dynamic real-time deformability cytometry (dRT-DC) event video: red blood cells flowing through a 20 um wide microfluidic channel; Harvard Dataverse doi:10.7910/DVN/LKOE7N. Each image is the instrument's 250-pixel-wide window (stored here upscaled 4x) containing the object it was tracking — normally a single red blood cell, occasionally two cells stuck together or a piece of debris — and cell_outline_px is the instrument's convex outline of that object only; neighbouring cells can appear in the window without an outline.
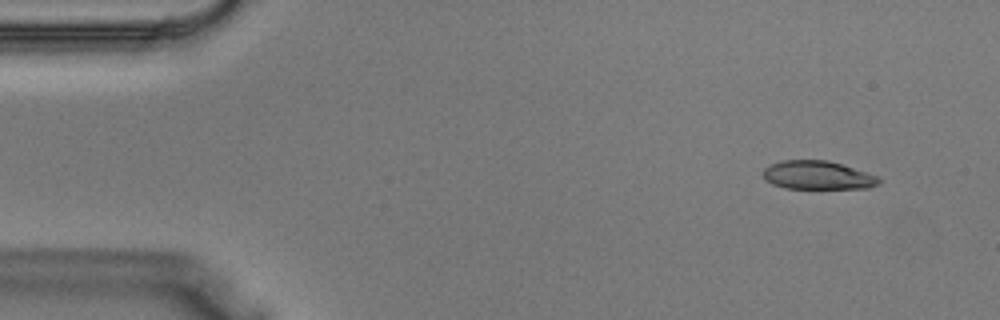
{"species": "Egyptian fruit bat (a non-hibernating species)", "species_latin": "Rousettus aegyptiacus", "temperature_condition": "warm", "stored_images_in_passage": 38, "camera_frame_rate_fps": 3000, "um_per_image_px": 0.085, "animal": {"sex": "male"}, "frame": {"image": 1, "passage_image": 3, "time_ms": 0.667, "image_size_px": [1000, 320], "cell_outline_px": [[880, 184], [868, 188], [784, 188], [772, 184], [764, 176], [764, 168], [768, 164], [780, 160], [828, 160], [880, 176]], "centroid_in_image_um": [69.52, 14.88], "position_along_channel_um": 15.5, "area_um2": 19.31}}
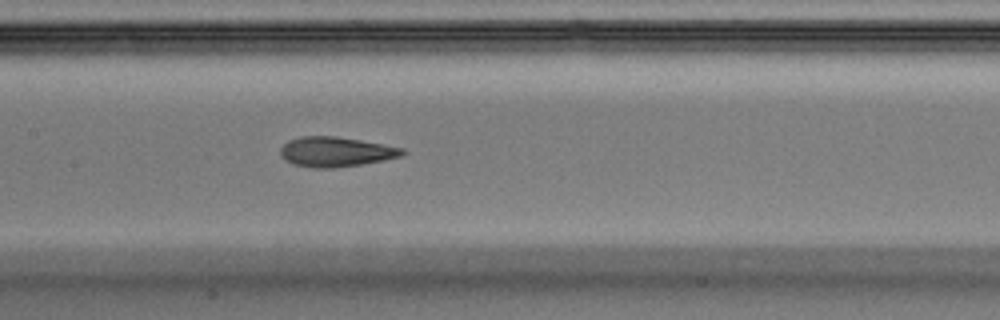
{"frame": {"image": 2, "passage_image": 18, "time_ms": 5.667, "image_size_px": [1000, 320], "cell_outline_px": [[408, 152], [400, 156], [384, 160], [360, 164], [332, 168], [312, 168], [296, 164], [280, 156], [280, 148], [288, 140], [300, 136], [336, 136], [360, 140], [404, 148]], "centroid_in_image_um": [28.55, 12.89], "position_along_channel_um": 178.9, "area_um2": 21.1}}
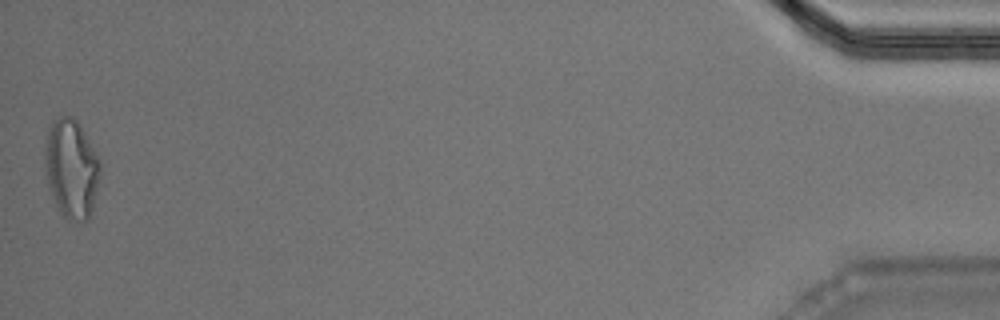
{"frame": {"image": 3, "passage_image": 38, "time_ms": 12.333, "image_size_px": [1000, 320], "cell_outline_px": [[100, 176], [92, 208], [88, 220], [68, 220], [56, 208], [48, 188], [44, 164], [44, 144], [48, 128], [52, 120], [60, 116], [72, 116], [76, 120], [100, 160]], "centroid_in_image_um": [6.03, 14.33], "position_along_channel_um": 429.2, "area_um2": 32.08}}